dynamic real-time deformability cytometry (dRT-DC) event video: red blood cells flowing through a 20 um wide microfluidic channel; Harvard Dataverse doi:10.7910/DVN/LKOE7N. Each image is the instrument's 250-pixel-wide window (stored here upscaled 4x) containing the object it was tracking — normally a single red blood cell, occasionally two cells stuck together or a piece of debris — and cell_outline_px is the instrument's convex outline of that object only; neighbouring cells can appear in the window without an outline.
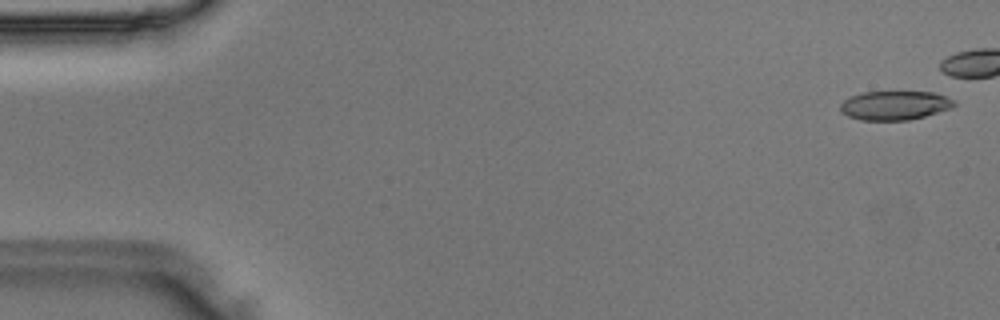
{"species": "Egyptian fruit bat (a non-hibernating species)", "species_latin": "Rousettus aegyptiacus", "temperature_condition": "room temperature", "stored_images_in_passage": 10, "camera_frame_rate_fps": 3000, "um_per_image_px": 0.085, "animal": {"sex": "male"}, "frame": {"image": 1, "passage_image": 2, "time_ms": 0.333, "image_size_px": [1000, 320], "cell_outline_px": [[956, 104], [948, 108], [924, 116], [908, 120], [860, 120], [848, 116], [840, 112], [840, 104], [844, 100], [852, 96], [864, 92], [936, 92], [952, 100]], "centroid_in_image_um": [75.99, 8.96], "position_along_channel_um": 9.0, "area_um2": 18.96}}